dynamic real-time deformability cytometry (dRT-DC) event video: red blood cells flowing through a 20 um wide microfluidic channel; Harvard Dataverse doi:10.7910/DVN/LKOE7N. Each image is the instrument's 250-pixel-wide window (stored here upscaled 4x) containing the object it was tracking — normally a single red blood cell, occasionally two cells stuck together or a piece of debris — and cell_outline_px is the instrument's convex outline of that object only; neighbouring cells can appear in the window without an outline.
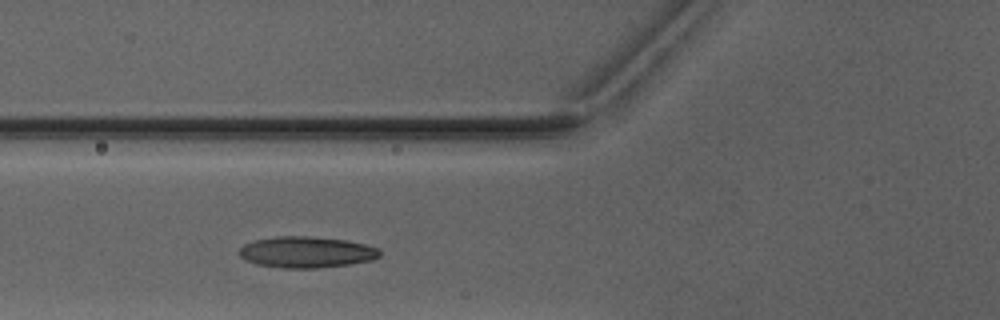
{"species": "Egyptian fruit bat (a non-hibernating species)", "species_latin": "Rousettus aegyptiacus", "temperature_condition": "warm", "stored_images_in_passage": 2, "camera_frame_rate_fps": 3000, "um_per_image_px": 0.085, "animal": {"sex": "male"}, "frame": {"image": 1, "passage_image": 2, "time_ms": 1.0, "image_size_px": [1000, 320], "cell_outline_px": [[380, 256], [372, 260], [348, 264], [316, 268], [280, 268], [256, 264], [244, 260], [240, 256], [240, 248], [244, 244], [252, 240], [276, 236], [312, 236], [348, 240], [380, 248]], "centroid_in_image_um": [26.03, 21.42], "position_along_channel_um": 99.8, "area_um2": 25.78}}